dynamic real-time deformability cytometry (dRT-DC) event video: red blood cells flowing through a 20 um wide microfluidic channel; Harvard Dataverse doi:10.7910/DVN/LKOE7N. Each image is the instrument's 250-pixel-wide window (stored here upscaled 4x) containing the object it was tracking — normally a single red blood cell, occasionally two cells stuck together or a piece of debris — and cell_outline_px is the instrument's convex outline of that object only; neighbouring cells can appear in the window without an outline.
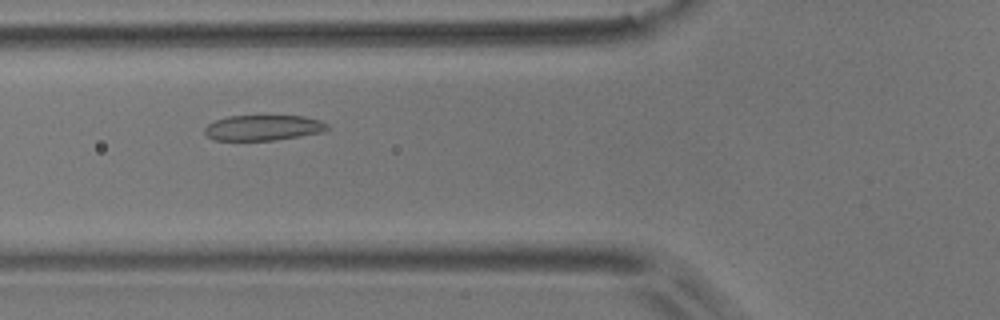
{"species": "common noctule bat (a hibernating species)", "species_latin": "Nyctalus noctula", "temperature_condition": "room temperature", "stored_images_in_passage": 42, "camera_frame_rate_fps": 3000, "um_per_image_px": 0.085, "animal": {"sex": "male", "body_mass_g": 17.9}, "frame": {"image": 1, "passage_image": 8, "time_ms": 2.333, "image_size_px": [1000, 320], "cell_outline_px": [[328, 128], [320, 132], [300, 136], [276, 140], [216, 140], [208, 136], [204, 132], [204, 128], [208, 124], [216, 120], [228, 116], [304, 116], [320, 120], [328, 124]], "centroid_in_image_um": [22.36, 10.85], "position_along_channel_um": 103.4, "area_um2": 18.03}}
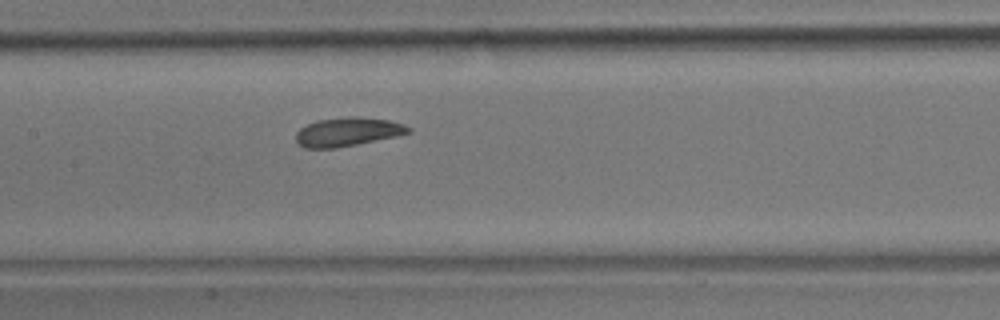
{"frame": {"image": 2, "passage_image": 14, "time_ms": 4.333, "image_size_px": [1000, 320], "cell_outline_px": [[412, 132], [396, 136], [336, 148], [304, 148], [296, 140], [296, 132], [300, 128], [316, 120], [348, 116], [356, 116], [388, 120], [404, 124], [412, 128]], "centroid_in_image_um": [29.55, 11.19], "position_along_channel_um": 177.8, "area_um2": 18.84}}
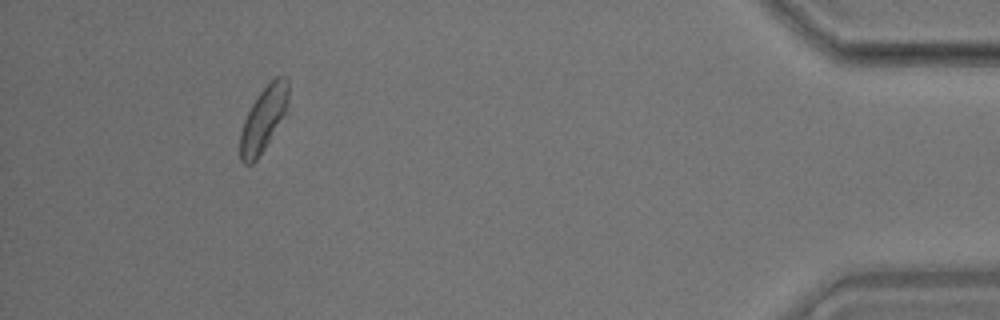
{"frame": {"image": 3, "passage_image": 38, "time_ms": 12.333, "image_size_px": [1000, 320], "cell_outline_px": [[288, 112], [256, 160], [252, 164], [244, 164], [240, 160], [240, 132], [244, 120], [252, 104], [260, 92], [276, 76], [284, 76], [288, 80]], "centroid_in_image_um": [22.41, 10.12], "position_along_channel_um": 412.8, "area_um2": 18.15}, "authors_computed_cell_mechanics": {"area_um2": 18.8428, "velocity_mm_per_s": 3.6993, "shape_relaxation_time_tau1_ms": 8.2113, "shape_relaxation_time_tau2_ms": 1.9681, "deformation_change_tau1": 0.1573, "deformation_change_tau2": 0.0798}}